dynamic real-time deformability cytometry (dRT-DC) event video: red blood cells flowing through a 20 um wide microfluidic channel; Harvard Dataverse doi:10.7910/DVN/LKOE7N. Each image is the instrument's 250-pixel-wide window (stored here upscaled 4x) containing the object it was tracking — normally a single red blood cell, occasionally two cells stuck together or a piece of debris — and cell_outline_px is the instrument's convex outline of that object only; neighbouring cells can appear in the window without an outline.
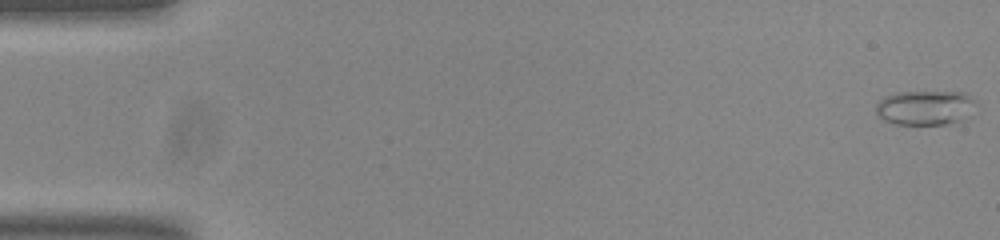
{"species": "common noctule bat (a hibernating species)", "species_latin": "Nyctalus noctula", "temperature_condition": "room temperature", "stored_images_in_passage": 14, "camera_frame_rate_fps": 3000, "um_per_image_px": 0.085, "animal": {"sex": "male", "body_mass_g": 20.0, "forearm_length_mm": 53.3}, "frame": {"image": 1, "passage_image": 1, "time_ms": 0.0, "image_size_px": [1000, 240], "cell_outline_px": [[976, 104], [972, 116], [960, 120], [944, 124], [892, 124], [884, 120], [876, 112], [876, 104], [884, 96], [896, 92], [964, 92], [976, 100]], "centroid_in_image_um": [78.67, 9.15], "position_along_channel_um": 6.3, "area_um2": 20.4}}